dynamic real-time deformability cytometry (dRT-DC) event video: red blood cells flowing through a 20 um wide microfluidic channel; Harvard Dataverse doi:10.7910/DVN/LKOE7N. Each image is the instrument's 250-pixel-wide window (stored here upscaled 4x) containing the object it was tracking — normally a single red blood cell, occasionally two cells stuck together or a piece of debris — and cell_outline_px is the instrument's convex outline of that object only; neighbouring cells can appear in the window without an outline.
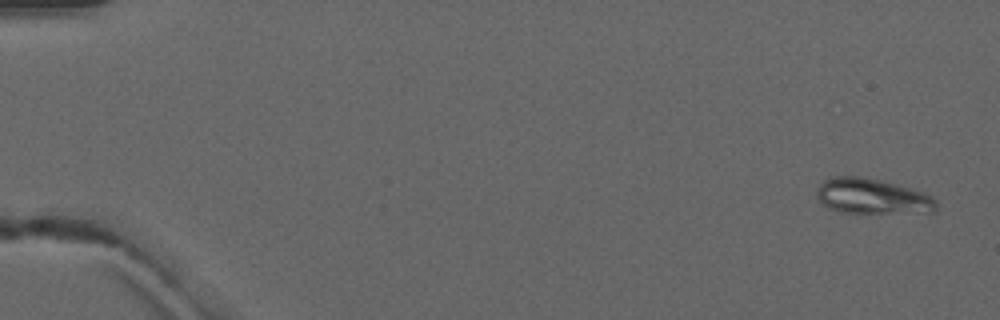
{"species": "common noctule bat (a hibernating species)", "species_latin": "Nyctalus noctula", "temperature_condition": "warm", "stored_images_in_passage": 5, "camera_frame_rate_fps": 3000, "um_per_image_px": 0.085, "animal": {"sex": "male", "forearm_length_mm": 52.5}, "frame": {"image": 1, "passage_image": 1, "time_ms": 0.0, "image_size_px": [1000, 320], "cell_outline_px": [[940, 204], [936, 212], [840, 212], [828, 208], [820, 204], [816, 196], [816, 188], [824, 180], [832, 176], [860, 176], [880, 180], [912, 188], [924, 192], [932, 196]], "centroid_in_image_um": [74.14, 16.68], "position_along_channel_um": 10.9, "area_um2": 24.91}}